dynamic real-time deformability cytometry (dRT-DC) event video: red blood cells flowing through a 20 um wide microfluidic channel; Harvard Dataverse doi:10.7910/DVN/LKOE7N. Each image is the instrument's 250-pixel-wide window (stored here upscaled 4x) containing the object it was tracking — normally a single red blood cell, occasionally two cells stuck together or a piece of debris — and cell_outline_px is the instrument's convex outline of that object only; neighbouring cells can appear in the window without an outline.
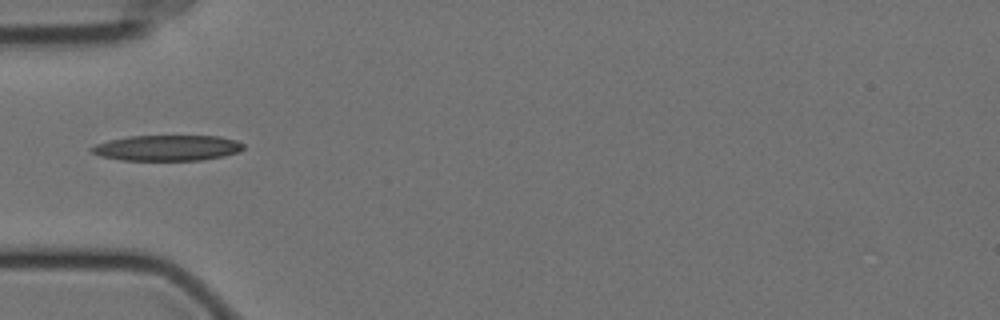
{"species": "Egyptian fruit bat (a non-hibernating species)", "species_latin": "Rousettus aegyptiacus", "temperature_condition": "cold", "stored_images_in_passage": 1, "camera_frame_rate_fps": 3000, "um_per_image_px": 0.085, "animal": {"sex": "female"}, "frame": {"image": 1, "passage_image": 1, "time_ms": 0.0, "image_size_px": [1000, 320], "cell_outline_px": [[244, 148], [240, 152], [224, 156], [200, 160], [120, 160], [100, 156], [92, 152], [88, 148], [96, 144], [108, 140], [128, 136], [220, 136], [236, 140], [244, 144]], "centroid_in_image_um": [14.22, 12.57], "position_along_channel_um": 70.8, "area_um2": 22.83}}